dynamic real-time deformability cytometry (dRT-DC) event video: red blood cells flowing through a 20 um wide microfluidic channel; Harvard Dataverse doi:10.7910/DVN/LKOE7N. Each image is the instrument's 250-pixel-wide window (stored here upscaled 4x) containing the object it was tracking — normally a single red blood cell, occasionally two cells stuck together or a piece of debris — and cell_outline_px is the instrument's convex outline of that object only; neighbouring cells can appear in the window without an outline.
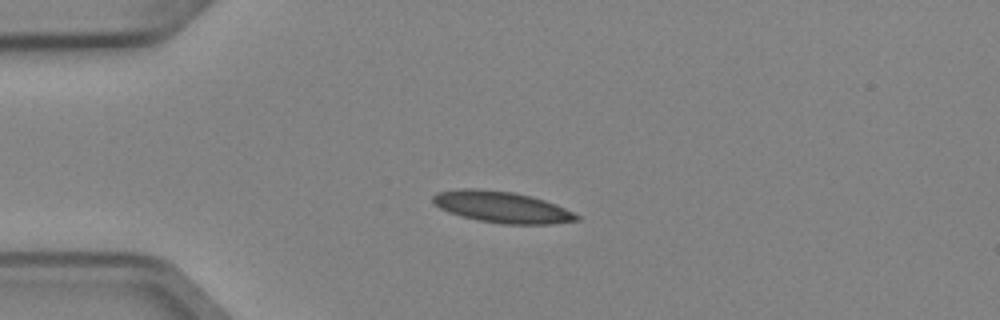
{"species": "Egyptian fruit bat (a non-hibernating species)", "species_latin": "Rousettus aegyptiacus", "temperature_condition": "cold", "stored_images_in_passage": 2, "camera_frame_rate_fps": 3000, "um_per_image_px": 0.085, "animal": {"sex": "female"}, "frame": {"image": 1, "passage_image": 1, "time_ms": 0.0, "image_size_px": [1000, 320], "cell_outline_px": [[580, 220], [552, 224], [500, 224], [460, 216], [448, 212], [432, 204], [432, 196], [436, 192], [460, 188], [476, 188], [512, 192], [544, 200], [556, 204], [580, 216]], "centroid_in_image_um": [42.61, 17.6], "position_along_channel_um": 42.4, "area_um2": 26.3}}